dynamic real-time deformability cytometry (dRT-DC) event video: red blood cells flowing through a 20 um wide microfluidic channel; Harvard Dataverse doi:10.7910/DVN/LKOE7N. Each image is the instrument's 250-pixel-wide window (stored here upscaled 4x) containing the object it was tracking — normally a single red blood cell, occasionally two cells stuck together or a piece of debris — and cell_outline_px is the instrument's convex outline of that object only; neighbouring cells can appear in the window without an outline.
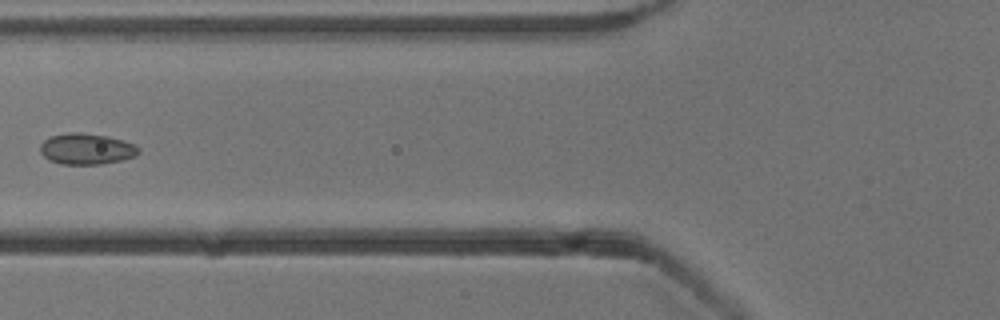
{"species": "common noctule bat (a hibernating species)", "species_latin": "Nyctalus noctula", "temperature_condition": "cold", "stored_images_in_passage": 6, "camera_frame_rate_fps": 3000, "um_per_image_px": 0.085, "animal": {"sex": "male", "body_mass_g": 13.3}, "frame": {"image": 1, "passage_image": 6, "time_ms": 6.667, "image_size_px": [1000, 320], "cell_outline_px": [[140, 152], [136, 156], [120, 160], [100, 164], [60, 164], [48, 160], [40, 152], [40, 144], [44, 140], [52, 136], [68, 132], [76, 132], [108, 136], [132, 144], [140, 148]], "centroid_in_image_um": [7.32, 12.66], "position_along_channel_um": 118.5, "area_um2": 17.69}}